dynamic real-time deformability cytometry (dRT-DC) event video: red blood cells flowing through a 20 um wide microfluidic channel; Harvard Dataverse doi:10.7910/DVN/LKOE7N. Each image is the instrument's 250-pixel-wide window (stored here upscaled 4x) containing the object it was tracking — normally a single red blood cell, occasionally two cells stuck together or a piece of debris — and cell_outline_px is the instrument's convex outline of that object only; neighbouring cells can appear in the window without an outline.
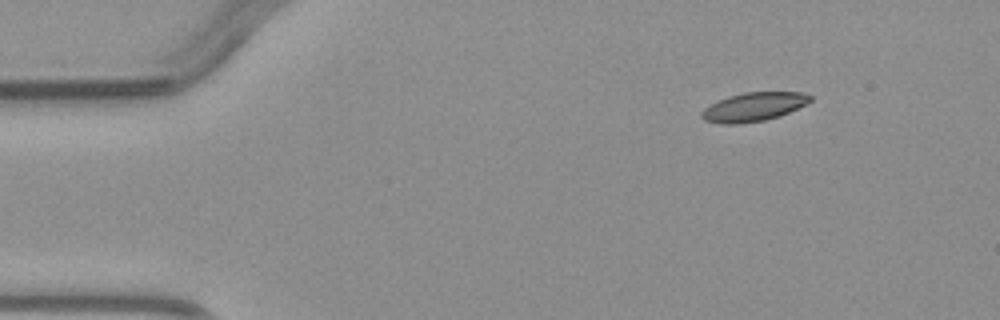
{"species": "common noctule bat (a hibernating species)", "species_latin": "Nyctalus noctula", "temperature_condition": "warm", "stored_images_in_passage": 3, "camera_frame_rate_fps": 3000, "um_per_image_px": 0.085, "animal": {"sex": "male", "body_mass_g": 23.1, "forearm_length_mm": 52.7}, "frame": {"image": 1, "passage_image": 1, "time_ms": 0.0, "image_size_px": [1000, 320], "cell_outline_px": [[812, 100], [780, 116], [764, 120], [736, 124], [724, 124], [704, 120], [700, 116], [700, 112], [704, 108], [728, 96], [744, 92], [804, 92], [812, 96]], "centroid_in_image_um": [64.04, 9.08], "position_along_channel_um": 21.0, "area_um2": 18.03}}